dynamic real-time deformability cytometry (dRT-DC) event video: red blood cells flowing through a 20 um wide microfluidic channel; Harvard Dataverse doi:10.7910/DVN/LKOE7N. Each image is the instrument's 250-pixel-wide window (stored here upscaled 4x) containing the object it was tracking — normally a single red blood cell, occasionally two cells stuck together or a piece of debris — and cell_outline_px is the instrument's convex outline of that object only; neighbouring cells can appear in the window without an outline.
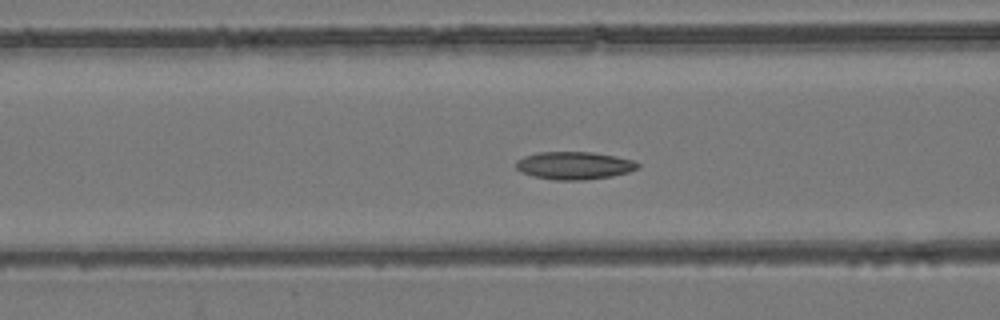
{"species": "common noctule bat (a hibernating species)", "species_latin": "Nyctalus noctula", "temperature_condition": "room temperature", "stored_images_in_passage": 55, "camera_frame_rate_fps": 3000, "um_per_image_px": 0.085, "animal": {"sex": "female", "body_mass_g": 24.6, "forearm_length_mm": 56.2}, "frame": {"image": 1, "passage_image": 22, "time_ms": 7.0, "image_size_px": [1000, 320], "cell_outline_px": [[640, 168], [628, 172], [612, 176], [584, 180], [556, 180], [532, 176], [520, 172], [516, 168], [516, 160], [524, 156], [536, 152], [592, 152], [616, 156], [632, 160], [640, 164]], "centroid_in_image_um": [48.79, 14.07], "position_along_channel_um": 117.8, "area_um2": 19.83}}
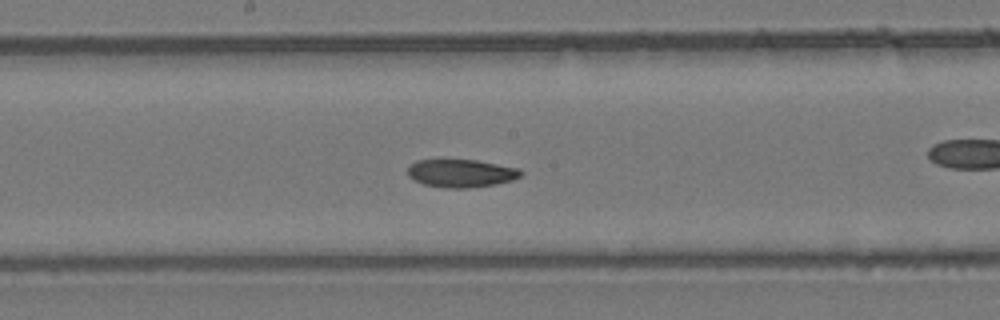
{"frame": {"image": 2, "passage_image": 29, "time_ms": 9.333, "image_size_px": [1000, 320], "cell_outline_px": [[524, 172], [520, 176], [512, 180], [496, 184], [468, 188], [444, 188], [424, 184], [412, 180], [408, 176], [408, 168], [416, 160], [476, 160], [520, 168]], "centroid_in_image_um": [39.2, 14.73], "position_along_channel_um": 209.0, "area_um2": 18.5}}
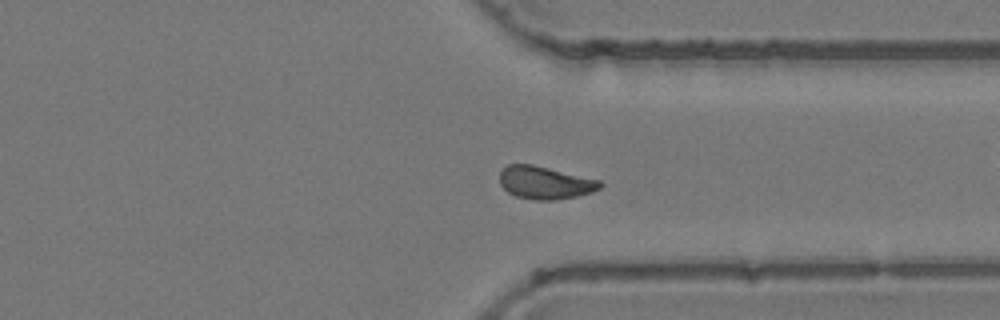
{"frame": {"image": 3, "passage_image": 41, "time_ms": 13.333, "image_size_px": [1000, 320], "cell_outline_px": [[604, 184], [600, 188], [592, 192], [576, 196], [556, 200], [536, 200], [516, 196], [508, 192], [500, 184], [500, 172], [508, 164], [532, 164], [600, 180]], "centroid_in_image_um": [46.33, 15.53], "position_along_channel_um": 365.1, "area_um2": 19.07}, "authors_computed_cell_mechanics": {"area_um2": 19.1318, "velocity_mm_per_s": 3.9026, "shape_relaxation_time_tau1_ms": null, "shape_relaxation_time_tau2_ms": 3.5754, "deformation_change_tau1": null, "deformation_change_tau2": 0.0734}}